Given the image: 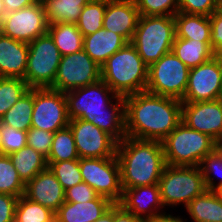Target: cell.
<instances>
[{
  "label": "cell",
  "mask_w": 222,
  "mask_h": 222,
  "mask_svg": "<svg viewBox=\"0 0 222 222\" xmlns=\"http://www.w3.org/2000/svg\"><path fill=\"white\" fill-rule=\"evenodd\" d=\"M126 137L163 141L182 119V101L147 91L124 97Z\"/></svg>",
  "instance_id": "cell-1"
},
{
  "label": "cell",
  "mask_w": 222,
  "mask_h": 222,
  "mask_svg": "<svg viewBox=\"0 0 222 222\" xmlns=\"http://www.w3.org/2000/svg\"><path fill=\"white\" fill-rule=\"evenodd\" d=\"M109 93L112 94L111 98ZM64 94L69 120L83 119L91 122L118 143L126 137L124 97L115 94L102 79ZM113 98L116 99L115 104L111 101ZM106 107L110 110H106Z\"/></svg>",
  "instance_id": "cell-2"
},
{
  "label": "cell",
  "mask_w": 222,
  "mask_h": 222,
  "mask_svg": "<svg viewBox=\"0 0 222 222\" xmlns=\"http://www.w3.org/2000/svg\"><path fill=\"white\" fill-rule=\"evenodd\" d=\"M122 189L158 184L166 166L161 141L125 137L117 145Z\"/></svg>",
  "instance_id": "cell-3"
},
{
  "label": "cell",
  "mask_w": 222,
  "mask_h": 222,
  "mask_svg": "<svg viewBox=\"0 0 222 222\" xmlns=\"http://www.w3.org/2000/svg\"><path fill=\"white\" fill-rule=\"evenodd\" d=\"M101 79L121 97L143 92L148 82V66L131 42L101 65Z\"/></svg>",
  "instance_id": "cell-4"
},
{
  "label": "cell",
  "mask_w": 222,
  "mask_h": 222,
  "mask_svg": "<svg viewBox=\"0 0 222 222\" xmlns=\"http://www.w3.org/2000/svg\"><path fill=\"white\" fill-rule=\"evenodd\" d=\"M166 165L200 166L203 158L218 148L210 136L181 122L162 141Z\"/></svg>",
  "instance_id": "cell-5"
},
{
  "label": "cell",
  "mask_w": 222,
  "mask_h": 222,
  "mask_svg": "<svg viewBox=\"0 0 222 222\" xmlns=\"http://www.w3.org/2000/svg\"><path fill=\"white\" fill-rule=\"evenodd\" d=\"M175 37L174 16L140 15L131 43L149 67L172 51Z\"/></svg>",
  "instance_id": "cell-6"
},
{
  "label": "cell",
  "mask_w": 222,
  "mask_h": 222,
  "mask_svg": "<svg viewBox=\"0 0 222 222\" xmlns=\"http://www.w3.org/2000/svg\"><path fill=\"white\" fill-rule=\"evenodd\" d=\"M163 206L186 207L206 189L200 166L166 165L158 182Z\"/></svg>",
  "instance_id": "cell-7"
},
{
  "label": "cell",
  "mask_w": 222,
  "mask_h": 222,
  "mask_svg": "<svg viewBox=\"0 0 222 222\" xmlns=\"http://www.w3.org/2000/svg\"><path fill=\"white\" fill-rule=\"evenodd\" d=\"M24 81L30 89L52 88L62 55L46 33L30 43Z\"/></svg>",
  "instance_id": "cell-8"
},
{
  "label": "cell",
  "mask_w": 222,
  "mask_h": 222,
  "mask_svg": "<svg viewBox=\"0 0 222 222\" xmlns=\"http://www.w3.org/2000/svg\"><path fill=\"white\" fill-rule=\"evenodd\" d=\"M190 69L170 51L148 67L145 91L182 100Z\"/></svg>",
  "instance_id": "cell-9"
},
{
  "label": "cell",
  "mask_w": 222,
  "mask_h": 222,
  "mask_svg": "<svg viewBox=\"0 0 222 222\" xmlns=\"http://www.w3.org/2000/svg\"><path fill=\"white\" fill-rule=\"evenodd\" d=\"M79 167L83 182L92 187L100 196L119 203L123 189L120 166L117 157L79 158Z\"/></svg>",
  "instance_id": "cell-10"
},
{
  "label": "cell",
  "mask_w": 222,
  "mask_h": 222,
  "mask_svg": "<svg viewBox=\"0 0 222 222\" xmlns=\"http://www.w3.org/2000/svg\"><path fill=\"white\" fill-rule=\"evenodd\" d=\"M100 79L101 66L82 49L62 56L52 89L66 93Z\"/></svg>",
  "instance_id": "cell-11"
},
{
  "label": "cell",
  "mask_w": 222,
  "mask_h": 222,
  "mask_svg": "<svg viewBox=\"0 0 222 222\" xmlns=\"http://www.w3.org/2000/svg\"><path fill=\"white\" fill-rule=\"evenodd\" d=\"M68 125L65 94L52 88H34L31 127L55 133Z\"/></svg>",
  "instance_id": "cell-12"
},
{
  "label": "cell",
  "mask_w": 222,
  "mask_h": 222,
  "mask_svg": "<svg viewBox=\"0 0 222 222\" xmlns=\"http://www.w3.org/2000/svg\"><path fill=\"white\" fill-rule=\"evenodd\" d=\"M48 21L41 0L20 10L7 13L0 32L14 40L30 43L48 31Z\"/></svg>",
  "instance_id": "cell-13"
},
{
  "label": "cell",
  "mask_w": 222,
  "mask_h": 222,
  "mask_svg": "<svg viewBox=\"0 0 222 222\" xmlns=\"http://www.w3.org/2000/svg\"><path fill=\"white\" fill-rule=\"evenodd\" d=\"M222 98V57L190 69L188 85L182 102L212 101Z\"/></svg>",
  "instance_id": "cell-14"
},
{
  "label": "cell",
  "mask_w": 222,
  "mask_h": 222,
  "mask_svg": "<svg viewBox=\"0 0 222 222\" xmlns=\"http://www.w3.org/2000/svg\"><path fill=\"white\" fill-rule=\"evenodd\" d=\"M79 158H108L117 153L118 142L91 122L69 120Z\"/></svg>",
  "instance_id": "cell-15"
},
{
  "label": "cell",
  "mask_w": 222,
  "mask_h": 222,
  "mask_svg": "<svg viewBox=\"0 0 222 222\" xmlns=\"http://www.w3.org/2000/svg\"><path fill=\"white\" fill-rule=\"evenodd\" d=\"M187 127L202 132L217 143L222 138V98L212 101L182 102V119Z\"/></svg>",
  "instance_id": "cell-16"
},
{
  "label": "cell",
  "mask_w": 222,
  "mask_h": 222,
  "mask_svg": "<svg viewBox=\"0 0 222 222\" xmlns=\"http://www.w3.org/2000/svg\"><path fill=\"white\" fill-rule=\"evenodd\" d=\"M118 204L143 221L168 216L165 212L160 213L157 210L164 208L158 184L123 189L122 198Z\"/></svg>",
  "instance_id": "cell-17"
},
{
  "label": "cell",
  "mask_w": 222,
  "mask_h": 222,
  "mask_svg": "<svg viewBox=\"0 0 222 222\" xmlns=\"http://www.w3.org/2000/svg\"><path fill=\"white\" fill-rule=\"evenodd\" d=\"M140 18L134 0H108L103 18V27L121 35L131 42Z\"/></svg>",
  "instance_id": "cell-18"
},
{
  "label": "cell",
  "mask_w": 222,
  "mask_h": 222,
  "mask_svg": "<svg viewBox=\"0 0 222 222\" xmlns=\"http://www.w3.org/2000/svg\"><path fill=\"white\" fill-rule=\"evenodd\" d=\"M24 196L53 212L65 202V190L49 167L25 184Z\"/></svg>",
  "instance_id": "cell-19"
},
{
  "label": "cell",
  "mask_w": 222,
  "mask_h": 222,
  "mask_svg": "<svg viewBox=\"0 0 222 222\" xmlns=\"http://www.w3.org/2000/svg\"><path fill=\"white\" fill-rule=\"evenodd\" d=\"M29 46L0 32V77L24 79Z\"/></svg>",
  "instance_id": "cell-20"
},
{
  "label": "cell",
  "mask_w": 222,
  "mask_h": 222,
  "mask_svg": "<svg viewBox=\"0 0 222 222\" xmlns=\"http://www.w3.org/2000/svg\"><path fill=\"white\" fill-rule=\"evenodd\" d=\"M113 205L110 199L100 195L82 203L65 201L55 212V217L60 222H95Z\"/></svg>",
  "instance_id": "cell-21"
},
{
  "label": "cell",
  "mask_w": 222,
  "mask_h": 222,
  "mask_svg": "<svg viewBox=\"0 0 222 222\" xmlns=\"http://www.w3.org/2000/svg\"><path fill=\"white\" fill-rule=\"evenodd\" d=\"M126 43L128 42L121 35L102 27L95 33L83 37V50L101 66Z\"/></svg>",
  "instance_id": "cell-22"
},
{
  "label": "cell",
  "mask_w": 222,
  "mask_h": 222,
  "mask_svg": "<svg viewBox=\"0 0 222 222\" xmlns=\"http://www.w3.org/2000/svg\"><path fill=\"white\" fill-rule=\"evenodd\" d=\"M185 208L194 222H222V197L218 191L205 190Z\"/></svg>",
  "instance_id": "cell-23"
},
{
  "label": "cell",
  "mask_w": 222,
  "mask_h": 222,
  "mask_svg": "<svg viewBox=\"0 0 222 222\" xmlns=\"http://www.w3.org/2000/svg\"><path fill=\"white\" fill-rule=\"evenodd\" d=\"M173 53L189 68H195L214 55L211 41H199L175 37Z\"/></svg>",
  "instance_id": "cell-24"
},
{
  "label": "cell",
  "mask_w": 222,
  "mask_h": 222,
  "mask_svg": "<svg viewBox=\"0 0 222 222\" xmlns=\"http://www.w3.org/2000/svg\"><path fill=\"white\" fill-rule=\"evenodd\" d=\"M176 37L199 41H211L209 16L178 12L175 16Z\"/></svg>",
  "instance_id": "cell-25"
},
{
  "label": "cell",
  "mask_w": 222,
  "mask_h": 222,
  "mask_svg": "<svg viewBox=\"0 0 222 222\" xmlns=\"http://www.w3.org/2000/svg\"><path fill=\"white\" fill-rule=\"evenodd\" d=\"M8 156L24 184L48 167L46 157L28 145Z\"/></svg>",
  "instance_id": "cell-26"
},
{
  "label": "cell",
  "mask_w": 222,
  "mask_h": 222,
  "mask_svg": "<svg viewBox=\"0 0 222 222\" xmlns=\"http://www.w3.org/2000/svg\"><path fill=\"white\" fill-rule=\"evenodd\" d=\"M47 33L53 39L62 56L83 49V35L75 23L49 24Z\"/></svg>",
  "instance_id": "cell-27"
},
{
  "label": "cell",
  "mask_w": 222,
  "mask_h": 222,
  "mask_svg": "<svg viewBox=\"0 0 222 222\" xmlns=\"http://www.w3.org/2000/svg\"><path fill=\"white\" fill-rule=\"evenodd\" d=\"M49 24L76 23L83 7L91 0H41Z\"/></svg>",
  "instance_id": "cell-28"
},
{
  "label": "cell",
  "mask_w": 222,
  "mask_h": 222,
  "mask_svg": "<svg viewBox=\"0 0 222 222\" xmlns=\"http://www.w3.org/2000/svg\"><path fill=\"white\" fill-rule=\"evenodd\" d=\"M34 105V88L29 89L0 119L2 125L28 131Z\"/></svg>",
  "instance_id": "cell-29"
},
{
  "label": "cell",
  "mask_w": 222,
  "mask_h": 222,
  "mask_svg": "<svg viewBox=\"0 0 222 222\" xmlns=\"http://www.w3.org/2000/svg\"><path fill=\"white\" fill-rule=\"evenodd\" d=\"M46 159L47 162L79 159L75 140L69 125L54 133L51 151Z\"/></svg>",
  "instance_id": "cell-30"
},
{
  "label": "cell",
  "mask_w": 222,
  "mask_h": 222,
  "mask_svg": "<svg viewBox=\"0 0 222 222\" xmlns=\"http://www.w3.org/2000/svg\"><path fill=\"white\" fill-rule=\"evenodd\" d=\"M106 1L92 0L82 9L78 21L75 23L83 37L95 33L103 27Z\"/></svg>",
  "instance_id": "cell-31"
},
{
  "label": "cell",
  "mask_w": 222,
  "mask_h": 222,
  "mask_svg": "<svg viewBox=\"0 0 222 222\" xmlns=\"http://www.w3.org/2000/svg\"><path fill=\"white\" fill-rule=\"evenodd\" d=\"M55 212L24 195L18 198L15 209V222H51Z\"/></svg>",
  "instance_id": "cell-32"
},
{
  "label": "cell",
  "mask_w": 222,
  "mask_h": 222,
  "mask_svg": "<svg viewBox=\"0 0 222 222\" xmlns=\"http://www.w3.org/2000/svg\"><path fill=\"white\" fill-rule=\"evenodd\" d=\"M29 89L24 79L0 77V119Z\"/></svg>",
  "instance_id": "cell-33"
},
{
  "label": "cell",
  "mask_w": 222,
  "mask_h": 222,
  "mask_svg": "<svg viewBox=\"0 0 222 222\" xmlns=\"http://www.w3.org/2000/svg\"><path fill=\"white\" fill-rule=\"evenodd\" d=\"M24 191L25 184L19 178L10 157L0 154V193L20 197Z\"/></svg>",
  "instance_id": "cell-34"
},
{
  "label": "cell",
  "mask_w": 222,
  "mask_h": 222,
  "mask_svg": "<svg viewBox=\"0 0 222 222\" xmlns=\"http://www.w3.org/2000/svg\"><path fill=\"white\" fill-rule=\"evenodd\" d=\"M47 164L64 190L83 182L79 167V159L47 162Z\"/></svg>",
  "instance_id": "cell-35"
},
{
  "label": "cell",
  "mask_w": 222,
  "mask_h": 222,
  "mask_svg": "<svg viewBox=\"0 0 222 222\" xmlns=\"http://www.w3.org/2000/svg\"><path fill=\"white\" fill-rule=\"evenodd\" d=\"M142 16H175L179 0H134Z\"/></svg>",
  "instance_id": "cell-36"
},
{
  "label": "cell",
  "mask_w": 222,
  "mask_h": 222,
  "mask_svg": "<svg viewBox=\"0 0 222 222\" xmlns=\"http://www.w3.org/2000/svg\"><path fill=\"white\" fill-rule=\"evenodd\" d=\"M200 168L206 189L218 191L222 187V151L217 148L211 154L206 155L200 164ZM211 173L221 177L217 185H215Z\"/></svg>",
  "instance_id": "cell-37"
},
{
  "label": "cell",
  "mask_w": 222,
  "mask_h": 222,
  "mask_svg": "<svg viewBox=\"0 0 222 222\" xmlns=\"http://www.w3.org/2000/svg\"><path fill=\"white\" fill-rule=\"evenodd\" d=\"M27 146V131L2 125L1 154L10 155Z\"/></svg>",
  "instance_id": "cell-38"
},
{
  "label": "cell",
  "mask_w": 222,
  "mask_h": 222,
  "mask_svg": "<svg viewBox=\"0 0 222 222\" xmlns=\"http://www.w3.org/2000/svg\"><path fill=\"white\" fill-rule=\"evenodd\" d=\"M222 7V0H179L178 12L210 16Z\"/></svg>",
  "instance_id": "cell-39"
},
{
  "label": "cell",
  "mask_w": 222,
  "mask_h": 222,
  "mask_svg": "<svg viewBox=\"0 0 222 222\" xmlns=\"http://www.w3.org/2000/svg\"><path fill=\"white\" fill-rule=\"evenodd\" d=\"M53 137L54 133L31 127L27 131V145L47 158L51 151Z\"/></svg>",
  "instance_id": "cell-40"
},
{
  "label": "cell",
  "mask_w": 222,
  "mask_h": 222,
  "mask_svg": "<svg viewBox=\"0 0 222 222\" xmlns=\"http://www.w3.org/2000/svg\"><path fill=\"white\" fill-rule=\"evenodd\" d=\"M211 47L214 55L222 57V7L210 16Z\"/></svg>",
  "instance_id": "cell-41"
},
{
  "label": "cell",
  "mask_w": 222,
  "mask_h": 222,
  "mask_svg": "<svg viewBox=\"0 0 222 222\" xmlns=\"http://www.w3.org/2000/svg\"><path fill=\"white\" fill-rule=\"evenodd\" d=\"M99 194L87 183L82 182L65 190V201L67 202H87L94 200Z\"/></svg>",
  "instance_id": "cell-42"
},
{
  "label": "cell",
  "mask_w": 222,
  "mask_h": 222,
  "mask_svg": "<svg viewBox=\"0 0 222 222\" xmlns=\"http://www.w3.org/2000/svg\"><path fill=\"white\" fill-rule=\"evenodd\" d=\"M19 197L0 193V222H14Z\"/></svg>",
  "instance_id": "cell-43"
},
{
  "label": "cell",
  "mask_w": 222,
  "mask_h": 222,
  "mask_svg": "<svg viewBox=\"0 0 222 222\" xmlns=\"http://www.w3.org/2000/svg\"><path fill=\"white\" fill-rule=\"evenodd\" d=\"M113 222H144L139 217L134 216L131 212L126 211L120 204L113 205Z\"/></svg>",
  "instance_id": "cell-44"
},
{
  "label": "cell",
  "mask_w": 222,
  "mask_h": 222,
  "mask_svg": "<svg viewBox=\"0 0 222 222\" xmlns=\"http://www.w3.org/2000/svg\"><path fill=\"white\" fill-rule=\"evenodd\" d=\"M39 0H3L6 14L30 6Z\"/></svg>",
  "instance_id": "cell-45"
},
{
  "label": "cell",
  "mask_w": 222,
  "mask_h": 222,
  "mask_svg": "<svg viewBox=\"0 0 222 222\" xmlns=\"http://www.w3.org/2000/svg\"><path fill=\"white\" fill-rule=\"evenodd\" d=\"M144 222H184V220L181 219L179 216L175 217V216L168 214V216H164L159 219L146 220Z\"/></svg>",
  "instance_id": "cell-46"
},
{
  "label": "cell",
  "mask_w": 222,
  "mask_h": 222,
  "mask_svg": "<svg viewBox=\"0 0 222 222\" xmlns=\"http://www.w3.org/2000/svg\"><path fill=\"white\" fill-rule=\"evenodd\" d=\"M95 222H113V206Z\"/></svg>",
  "instance_id": "cell-47"
},
{
  "label": "cell",
  "mask_w": 222,
  "mask_h": 222,
  "mask_svg": "<svg viewBox=\"0 0 222 222\" xmlns=\"http://www.w3.org/2000/svg\"><path fill=\"white\" fill-rule=\"evenodd\" d=\"M6 15L3 0H0V23L2 22L4 16Z\"/></svg>",
  "instance_id": "cell-48"
},
{
  "label": "cell",
  "mask_w": 222,
  "mask_h": 222,
  "mask_svg": "<svg viewBox=\"0 0 222 222\" xmlns=\"http://www.w3.org/2000/svg\"><path fill=\"white\" fill-rule=\"evenodd\" d=\"M1 145H2V122L0 120V154H1Z\"/></svg>",
  "instance_id": "cell-49"
},
{
  "label": "cell",
  "mask_w": 222,
  "mask_h": 222,
  "mask_svg": "<svg viewBox=\"0 0 222 222\" xmlns=\"http://www.w3.org/2000/svg\"><path fill=\"white\" fill-rule=\"evenodd\" d=\"M218 149L220 151H222V138L220 139V141L218 142Z\"/></svg>",
  "instance_id": "cell-50"
},
{
  "label": "cell",
  "mask_w": 222,
  "mask_h": 222,
  "mask_svg": "<svg viewBox=\"0 0 222 222\" xmlns=\"http://www.w3.org/2000/svg\"><path fill=\"white\" fill-rule=\"evenodd\" d=\"M51 222H60L56 217Z\"/></svg>",
  "instance_id": "cell-51"
},
{
  "label": "cell",
  "mask_w": 222,
  "mask_h": 222,
  "mask_svg": "<svg viewBox=\"0 0 222 222\" xmlns=\"http://www.w3.org/2000/svg\"><path fill=\"white\" fill-rule=\"evenodd\" d=\"M219 194L221 195L222 197V187L218 190Z\"/></svg>",
  "instance_id": "cell-52"
}]
</instances>
